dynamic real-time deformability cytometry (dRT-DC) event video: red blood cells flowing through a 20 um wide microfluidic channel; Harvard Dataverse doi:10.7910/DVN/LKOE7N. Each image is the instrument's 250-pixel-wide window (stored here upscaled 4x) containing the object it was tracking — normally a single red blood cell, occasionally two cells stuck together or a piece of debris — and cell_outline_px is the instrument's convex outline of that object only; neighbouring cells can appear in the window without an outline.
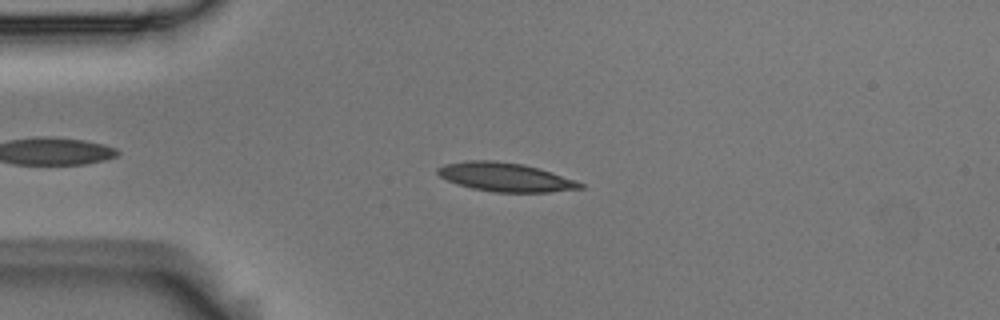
{"species": "Egyptian fruit bat (a non-hibernating species)", "species_latin": "Rousettus aegyptiacus", "temperature_condition": "room temperature", "stored_images_in_passage": 4, "camera_frame_rate_fps": 3000, "um_per_image_px": 0.085, "animal": {"sex": "male"}, "frame": {"image": 1, "passage_image": 3, "time_ms": 0.667, "image_size_px": [1000, 320], "cell_outline_px": [[584, 188], [548, 192], [492, 192], [472, 188], [456, 184], [440, 176], [436, 172], [436, 168], [444, 164], [468, 160], [492, 160], [524, 164], [552, 172], [576, 180], [584, 184]], "centroid_in_image_um": [42.95, 15.05], "position_along_channel_um": 42.1, "area_um2": 23.99}}